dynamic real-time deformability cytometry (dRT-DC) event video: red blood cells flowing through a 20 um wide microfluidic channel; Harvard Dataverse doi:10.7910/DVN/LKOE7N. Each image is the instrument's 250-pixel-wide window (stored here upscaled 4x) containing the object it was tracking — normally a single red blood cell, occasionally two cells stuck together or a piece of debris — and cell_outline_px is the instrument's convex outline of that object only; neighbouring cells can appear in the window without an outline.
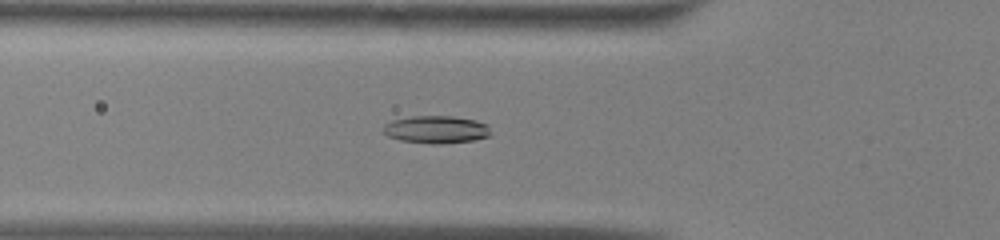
{"species": "common noctule bat (a hibernating species)", "species_latin": "Nyctalus noctula", "temperature_condition": "warm", "stored_images_in_passage": 50, "camera_frame_rate_fps": 3000, "um_per_image_px": 0.085, "animal": {"sex": "male", "body_mass_g": 13.0, "forearm_length_mm": 53.1}, "frame": {"image": 1, "passage_image": 17, "time_ms": 5.333, "image_size_px": [1000, 240], "cell_outline_px": [[488, 136], [472, 140], [440, 144], [432, 144], [400, 140], [388, 136], [380, 132], [380, 128], [384, 124], [392, 120], [412, 116], [452, 116], [476, 120], [488, 124]], "centroid_in_image_um": [36.99, 11.0], "position_along_channel_um": 88.8, "area_um2": 17.34}}
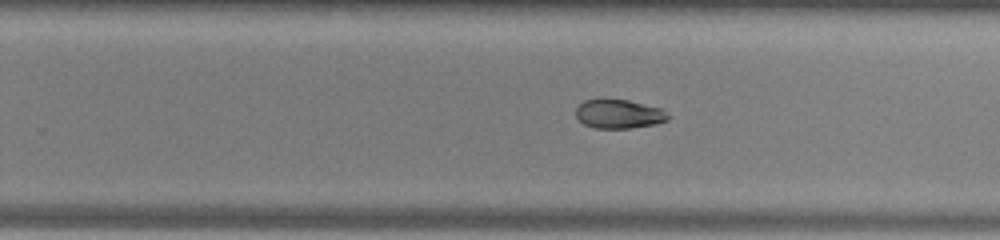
{"frame": {"image": 2, "passage_image": 31, "time_ms": 10.0, "image_size_px": [1000, 240], "cell_outline_px": [[672, 116], [668, 120], [656, 124], [632, 128], [596, 128], [584, 124], [576, 116], [576, 108], [584, 100], [628, 100], [664, 108]], "centroid_in_image_um": [52.69, 9.69], "position_along_channel_um": 277.1, "area_um2": 15.66}}
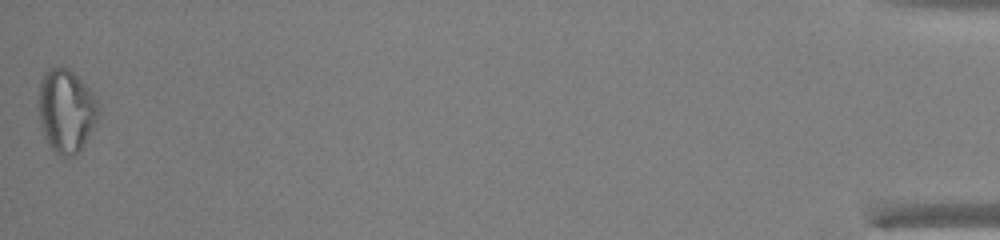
{"frame": {"image": 3, "passage_image": 50, "time_ms": 16.333, "image_size_px": [1000, 240], "cell_outline_px": [[100, 120], [80, 152], [72, 156], [60, 156], [48, 144], [44, 136], [40, 124], [40, 80], [44, 72], [48, 68], [60, 64], [68, 68], [92, 92], [100, 108]], "centroid_in_image_um": [5.67, 9.43], "position_along_channel_um": 429.5, "area_um2": 29.48}, "authors_computed_cell_mechanics": {"area_um2": 17.918, "velocity_mm_per_s": 4.0368, "shape_relaxation_time_tau1_ms": 8.6173, "shape_relaxation_time_tau2_ms": 4.7927, "deformation_change_tau1": 0.1824, "deformation_change_tau2": 0.0908}}